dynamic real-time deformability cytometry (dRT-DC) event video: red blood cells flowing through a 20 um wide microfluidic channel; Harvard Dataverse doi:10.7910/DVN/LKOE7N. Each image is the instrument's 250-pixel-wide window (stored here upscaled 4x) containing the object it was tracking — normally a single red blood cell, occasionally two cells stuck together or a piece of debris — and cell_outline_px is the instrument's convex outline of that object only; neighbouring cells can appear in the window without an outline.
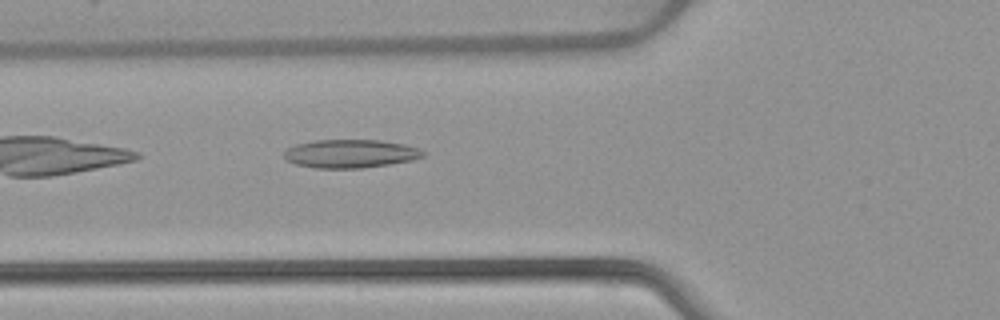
{"species": "common noctule bat (a hibernating species)", "species_latin": "Nyctalus noctula", "temperature_condition": "warm", "stored_images_in_passage": 36, "camera_frame_rate_fps": 3000, "um_per_image_px": 0.085, "animal": {"sex": "female", "body_mass_g": 22.7, "forearm_length_mm": 54.2}, "frame": {"image": 1, "passage_image": 3, "time_ms": 0.667, "image_size_px": [1000, 320], "cell_outline_px": [[424, 156], [412, 160], [388, 164], [360, 168], [316, 168], [296, 164], [284, 160], [284, 148], [296, 144], [316, 140], [380, 140], [404, 144], [416, 148], [424, 152]], "centroid_in_image_um": [29.72, 13.06], "position_along_channel_um": 96.1, "area_um2": 22.95}}
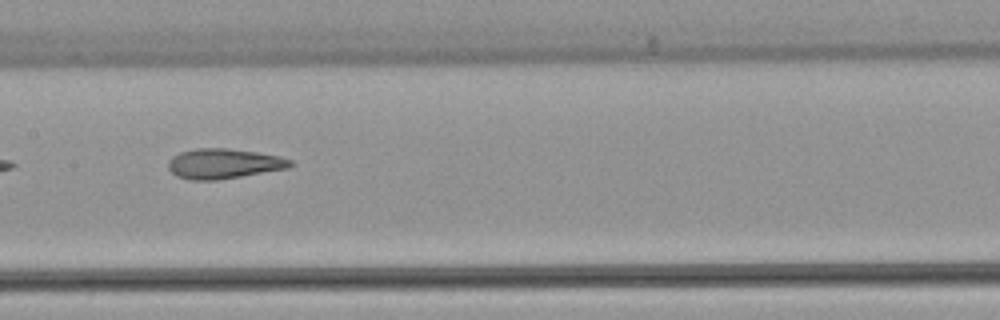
{"frame": {"image": 2, "passage_image": 10, "time_ms": 3.0, "image_size_px": [1000, 320], "cell_outline_px": [[296, 164], [288, 168], [216, 180], [188, 180], [176, 176], [168, 168], [168, 160], [172, 156], [180, 152], [196, 148], [228, 148], [256, 152], [280, 156], [292, 160]], "centroid_in_image_um": [19.01, 13.9], "position_along_channel_um": 188.4, "area_um2": 21.44}}
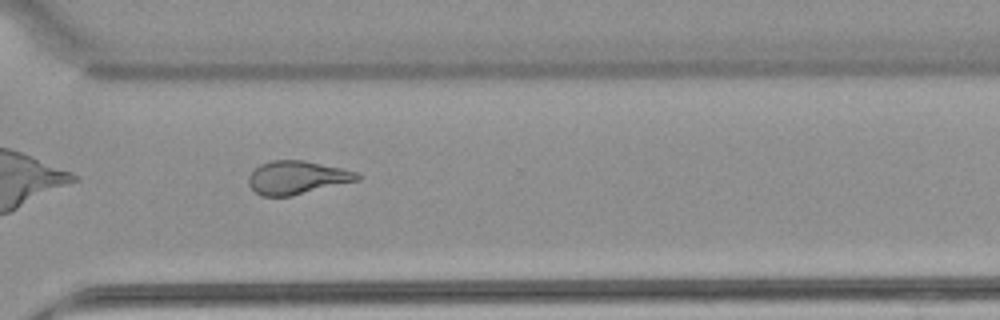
{"frame": {"image": 3, "passage_image": 22, "time_ms": 7.0, "image_size_px": [1000, 320], "cell_outline_px": [[364, 176], [360, 180], [292, 196], [260, 196], [248, 184], [248, 176], [260, 164], [272, 160], [304, 160], [340, 168], [356, 172]], "centroid_in_image_um": [25.26, 15.1], "position_along_channel_um": 345.3, "area_um2": 21.15}, "authors_computed_cell_mechanics": {"area_um2": 21.5305, "velocity_mm_per_s": 3.9333, "shape_relaxation_time_tau1_ms": null, "shape_relaxation_time_tau2_ms": 2.0632, "deformation_change_tau1": null, "deformation_change_tau2": 0.1073}}